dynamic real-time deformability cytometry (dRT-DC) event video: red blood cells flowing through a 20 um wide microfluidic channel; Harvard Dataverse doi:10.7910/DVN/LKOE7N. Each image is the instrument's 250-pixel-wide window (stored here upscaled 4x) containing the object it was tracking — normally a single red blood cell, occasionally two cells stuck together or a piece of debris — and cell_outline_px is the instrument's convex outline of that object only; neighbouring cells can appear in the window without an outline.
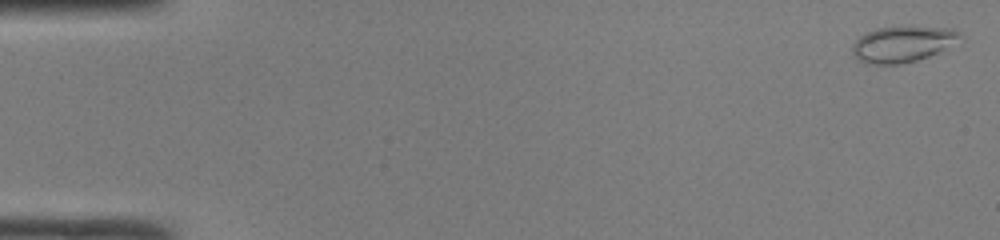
{"species": "common noctule bat (a hibernating species)", "species_latin": "Nyctalus noctula", "temperature_condition": "room temperature", "stored_images_in_passage": 30, "camera_frame_rate_fps": 3000, "um_per_image_px": 0.085, "animal": {"sex": "male", "body_mass_g": 19.0, "forearm_length_mm": 50.8}, "frame": {"image": 1, "passage_image": 1, "time_ms": 0.0, "image_size_px": [1000, 240], "cell_outline_px": [[956, 36], [936, 52], [928, 56], [916, 60], [900, 64], [872, 64], [860, 60], [852, 52], [852, 44], [860, 36], [876, 28], [956, 28]], "centroid_in_image_um": [76.55, 3.77], "position_along_channel_um": 8.5, "area_um2": 21.04}}
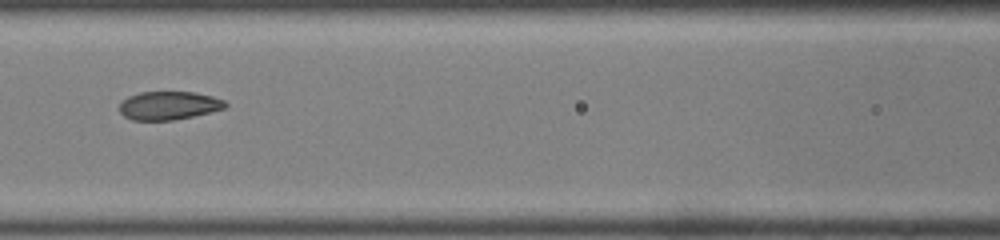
{"frame": {"image": 2, "passage_image": 22, "time_ms": 7.0, "image_size_px": [1000, 240], "cell_outline_px": [[228, 104], [224, 108], [192, 116], [172, 120], [132, 120], [124, 116], [120, 112], [120, 104], [128, 96], [140, 92], [196, 92], [212, 96], [224, 100]], "centroid_in_image_um": [14.34, 8.96], "position_along_channel_um": 152.3, "area_um2": 17.34}}
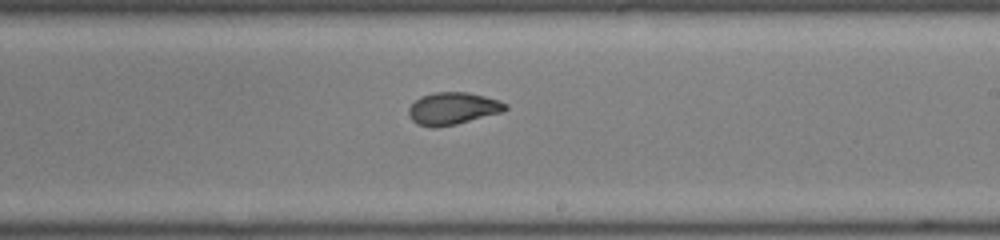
{"frame": {"image": 3, "passage_image": 29, "time_ms": 9.333, "image_size_px": [1000, 240], "cell_outline_px": [[508, 108], [500, 112], [456, 124], [436, 128], [432, 128], [416, 124], [412, 120], [408, 112], [408, 108], [420, 96], [432, 92], [468, 92], [500, 100], [508, 104]], "centroid_in_image_um": [38.46, 9.22], "position_along_channel_um": 250.5, "area_um2": 18.21}}